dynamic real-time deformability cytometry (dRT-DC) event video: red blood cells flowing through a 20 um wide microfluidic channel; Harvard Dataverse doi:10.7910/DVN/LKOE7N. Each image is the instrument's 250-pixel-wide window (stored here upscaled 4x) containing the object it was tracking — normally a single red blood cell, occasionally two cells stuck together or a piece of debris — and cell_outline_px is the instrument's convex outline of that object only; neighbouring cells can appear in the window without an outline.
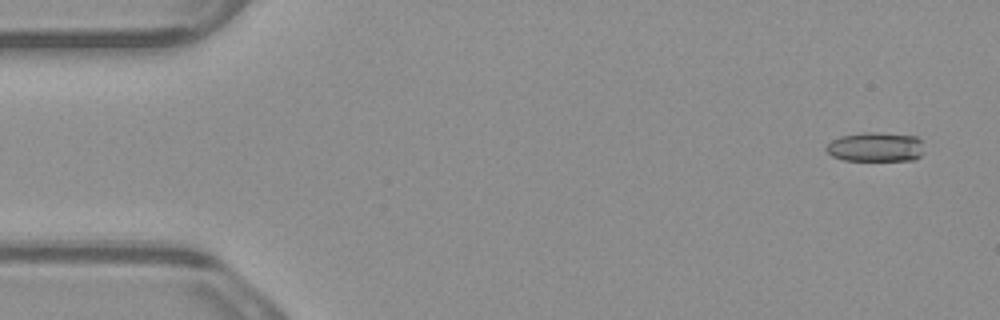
{"species": "common noctule bat (a hibernating species)", "species_latin": "Nyctalus noctula", "temperature_condition": "warm", "stored_images_in_passage": 5, "camera_frame_rate_fps": 3000, "um_per_image_px": 0.085, "animal": {"sex": "male", "body_mass_g": 23.1, "forearm_length_mm": 52.7}, "frame": {"image": 1, "passage_image": 1, "time_ms": 0.0, "image_size_px": [1000, 320], "cell_outline_px": [[924, 152], [916, 160], [844, 160], [832, 156], [824, 148], [832, 140], [840, 136], [864, 132], [880, 132], [916, 136], [920, 140]], "centroid_in_image_um": [74.44, 12.49], "position_along_channel_um": 10.6, "area_um2": 16.88}}
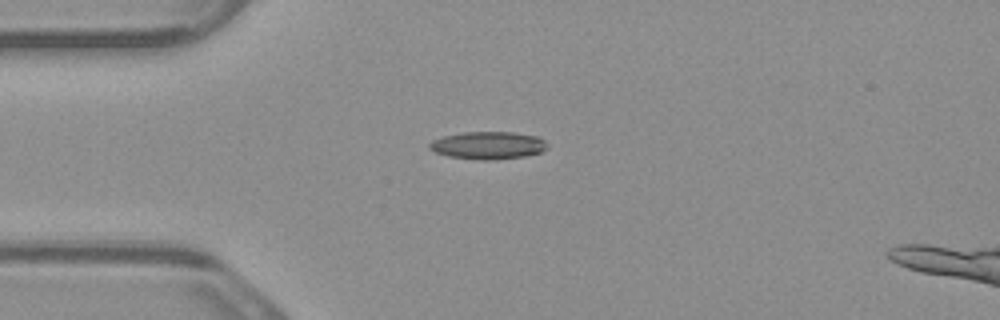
{"frame": {"image": 2, "passage_image": 4, "time_ms": 1.0, "image_size_px": [1000, 320], "cell_outline_px": [[548, 148], [540, 152], [524, 156], [492, 160], [476, 160], [448, 156], [436, 152], [428, 148], [428, 144], [432, 140], [444, 136], [464, 132], [512, 132], [540, 136], [548, 144]], "centroid_in_image_um": [41.5, 12.35], "position_along_channel_um": 43.5, "area_um2": 19.07}}